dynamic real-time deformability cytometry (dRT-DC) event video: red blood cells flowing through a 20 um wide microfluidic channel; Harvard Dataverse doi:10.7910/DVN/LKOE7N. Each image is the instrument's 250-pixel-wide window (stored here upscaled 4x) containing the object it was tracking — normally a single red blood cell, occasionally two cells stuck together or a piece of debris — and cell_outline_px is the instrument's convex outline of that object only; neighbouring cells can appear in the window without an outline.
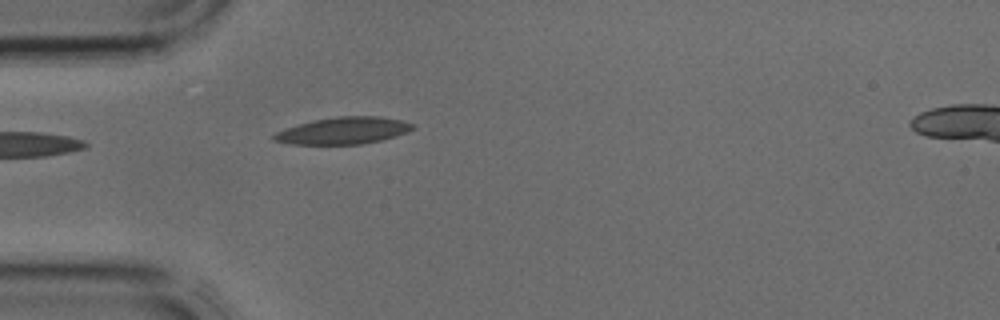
{"species": "common noctule bat (a hibernating species)", "species_latin": "Nyctalus noctula", "temperature_condition": "cold", "stored_images_in_passage": 2, "camera_frame_rate_fps": 3000, "um_per_image_px": 0.085, "animal": {"sex": "male", "body_mass_g": 17.9, "forearm_length_mm": 54.2}, "frame": {"image": 1, "passage_image": 1, "time_ms": 0.0, "image_size_px": [1000, 320], "cell_outline_px": [[416, 128], [408, 132], [396, 136], [380, 140], [360, 144], [292, 144], [272, 140], [272, 136], [276, 132], [312, 120], [336, 116], [380, 116], [400, 120], [412, 124]], "centroid_in_image_um": [29.2, 11.1], "position_along_channel_um": 55.8, "area_um2": 21.62}}